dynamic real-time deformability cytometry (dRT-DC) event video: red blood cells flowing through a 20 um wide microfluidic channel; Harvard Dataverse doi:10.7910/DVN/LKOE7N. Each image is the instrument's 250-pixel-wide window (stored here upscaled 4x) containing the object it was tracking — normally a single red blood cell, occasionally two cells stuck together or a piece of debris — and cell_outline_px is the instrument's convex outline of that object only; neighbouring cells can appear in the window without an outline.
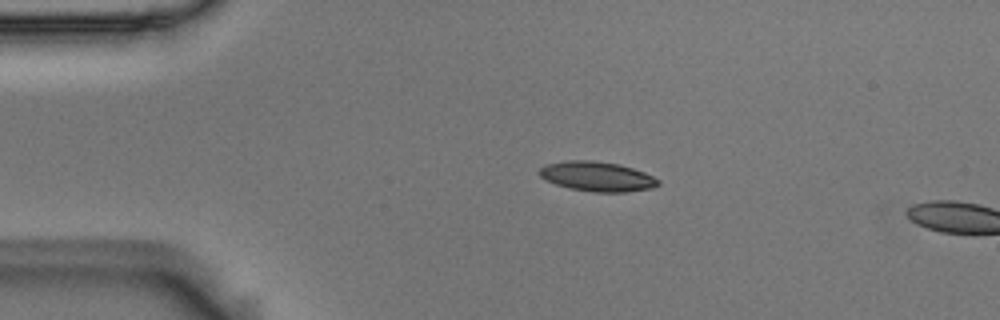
{"species": "Egyptian fruit bat (a non-hibernating species)", "species_latin": "Rousettus aegyptiacus", "temperature_condition": "room temperature", "stored_images_in_passage": 3, "camera_frame_rate_fps": 3000, "um_per_image_px": 0.085, "animal": {"sex": "male"}, "frame": {"image": 1, "passage_image": 1, "time_ms": 0.0, "image_size_px": [1000, 320], "cell_outline_px": [[660, 184], [652, 188], [624, 192], [592, 192], [568, 188], [556, 184], [540, 176], [540, 168], [544, 164], [568, 160], [592, 160], [620, 164], [644, 172], [660, 180]], "centroid_in_image_um": [50.76, 14.99], "position_along_channel_um": 34.2, "area_um2": 20.58}}